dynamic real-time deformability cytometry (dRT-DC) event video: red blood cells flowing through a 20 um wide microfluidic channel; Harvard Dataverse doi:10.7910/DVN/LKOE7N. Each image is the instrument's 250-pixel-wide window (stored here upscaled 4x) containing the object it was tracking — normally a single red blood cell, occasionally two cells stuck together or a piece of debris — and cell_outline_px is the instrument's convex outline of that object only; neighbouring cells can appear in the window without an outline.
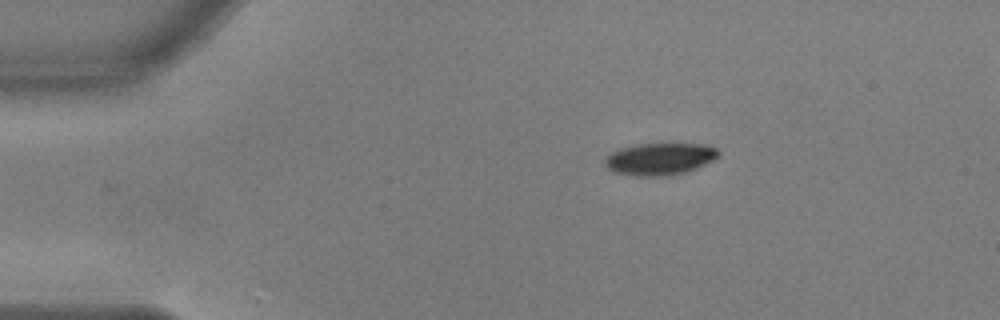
{"species": "common noctule bat (a hibernating species)", "species_latin": "Nyctalus noctula", "temperature_condition": "warm", "stored_images_in_passage": 11, "camera_frame_rate_fps": 3000, "um_per_image_px": 0.085, "animal": {"sex": "male", "body_mass_g": 17.9, "forearm_length_mm": 54.2}, "frame": {"image": 1, "passage_image": 1, "time_ms": 0.0, "image_size_px": [1000, 320], "cell_outline_px": [[720, 156], [696, 168], [684, 172], [660, 176], [640, 176], [612, 172], [604, 164], [604, 160], [612, 152], [620, 148], [636, 144], [708, 144], [716, 148], [720, 152]], "centroid_in_image_um": [56.08, 13.5], "position_along_channel_um": 28.9, "area_um2": 21.1}}
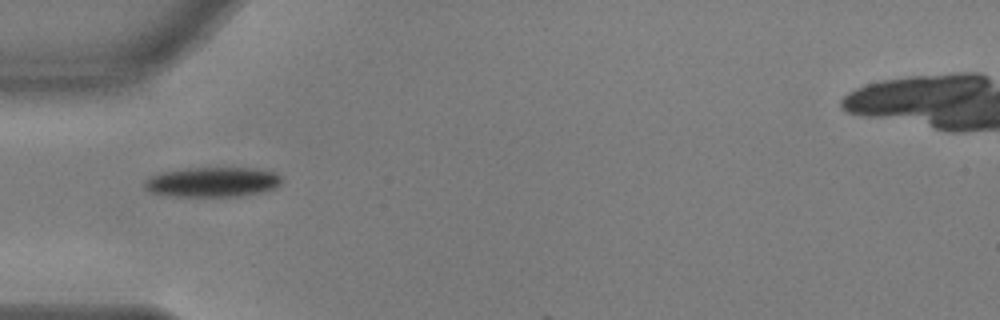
{"frame": {"image": 2, "passage_image": 9, "time_ms": 2.667, "image_size_px": [1000, 320], "cell_outline_px": [[284, 180], [276, 188], [264, 192], [240, 196], [172, 196], [152, 192], [144, 188], [144, 180], [160, 172], [184, 168], [256, 168], [276, 172]], "centroid_in_image_um": [18.11, 15.46], "position_along_channel_um": 66.9, "area_um2": 24.1}}